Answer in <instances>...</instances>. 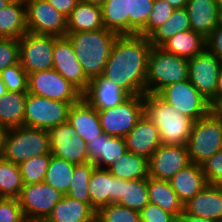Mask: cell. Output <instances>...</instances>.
Here are the masks:
<instances>
[{
	"label": "cell",
	"mask_w": 222,
	"mask_h": 222,
	"mask_svg": "<svg viewBox=\"0 0 222 222\" xmlns=\"http://www.w3.org/2000/svg\"><path fill=\"white\" fill-rule=\"evenodd\" d=\"M53 69L71 82L82 93L87 89L89 79L78 62L71 41L66 37L55 36Z\"/></svg>",
	"instance_id": "obj_17"
},
{
	"label": "cell",
	"mask_w": 222,
	"mask_h": 222,
	"mask_svg": "<svg viewBox=\"0 0 222 222\" xmlns=\"http://www.w3.org/2000/svg\"><path fill=\"white\" fill-rule=\"evenodd\" d=\"M101 10L105 29L129 35V0H106Z\"/></svg>",
	"instance_id": "obj_31"
},
{
	"label": "cell",
	"mask_w": 222,
	"mask_h": 222,
	"mask_svg": "<svg viewBox=\"0 0 222 222\" xmlns=\"http://www.w3.org/2000/svg\"><path fill=\"white\" fill-rule=\"evenodd\" d=\"M21 222H37V221H35V220H31V219H29V218H25L23 221H21Z\"/></svg>",
	"instance_id": "obj_60"
},
{
	"label": "cell",
	"mask_w": 222,
	"mask_h": 222,
	"mask_svg": "<svg viewBox=\"0 0 222 222\" xmlns=\"http://www.w3.org/2000/svg\"><path fill=\"white\" fill-rule=\"evenodd\" d=\"M152 47L148 37L140 34L118 35L102 75L130 96L145 95L148 58Z\"/></svg>",
	"instance_id": "obj_1"
},
{
	"label": "cell",
	"mask_w": 222,
	"mask_h": 222,
	"mask_svg": "<svg viewBox=\"0 0 222 222\" xmlns=\"http://www.w3.org/2000/svg\"><path fill=\"white\" fill-rule=\"evenodd\" d=\"M176 222H217V221L196 217L183 211L176 219Z\"/></svg>",
	"instance_id": "obj_50"
},
{
	"label": "cell",
	"mask_w": 222,
	"mask_h": 222,
	"mask_svg": "<svg viewBox=\"0 0 222 222\" xmlns=\"http://www.w3.org/2000/svg\"><path fill=\"white\" fill-rule=\"evenodd\" d=\"M100 222H141L140 212L118 203H111L96 211Z\"/></svg>",
	"instance_id": "obj_40"
},
{
	"label": "cell",
	"mask_w": 222,
	"mask_h": 222,
	"mask_svg": "<svg viewBox=\"0 0 222 222\" xmlns=\"http://www.w3.org/2000/svg\"><path fill=\"white\" fill-rule=\"evenodd\" d=\"M28 93L71 105L82 99V92L54 69L28 74Z\"/></svg>",
	"instance_id": "obj_10"
},
{
	"label": "cell",
	"mask_w": 222,
	"mask_h": 222,
	"mask_svg": "<svg viewBox=\"0 0 222 222\" xmlns=\"http://www.w3.org/2000/svg\"><path fill=\"white\" fill-rule=\"evenodd\" d=\"M28 92H7L0 97V124L7 129L23 126Z\"/></svg>",
	"instance_id": "obj_33"
},
{
	"label": "cell",
	"mask_w": 222,
	"mask_h": 222,
	"mask_svg": "<svg viewBox=\"0 0 222 222\" xmlns=\"http://www.w3.org/2000/svg\"><path fill=\"white\" fill-rule=\"evenodd\" d=\"M124 139L128 152L142 155L148 159L162 144L159 130L145 115Z\"/></svg>",
	"instance_id": "obj_20"
},
{
	"label": "cell",
	"mask_w": 222,
	"mask_h": 222,
	"mask_svg": "<svg viewBox=\"0 0 222 222\" xmlns=\"http://www.w3.org/2000/svg\"><path fill=\"white\" fill-rule=\"evenodd\" d=\"M19 39L0 38V73L19 63Z\"/></svg>",
	"instance_id": "obj_44"
},
{
	"label": "cell",
	"mask_w": 222,
	"mask_h": 222,
	"mask_svg": "<svg viewBox=\"0 0 222 222\" xmlns=\"http://www.w3.org/2000/svg\"><path fill=\"white\" fill-rule=\"evenodd\" d=\"M158 94L144 95V115L157 127L162 145H186L194 120Z\"/></svg>",
	"instance_id": "obj_2"
},
{
	"label": "cell",
	"mask_w": 222,
	"mask_h": 222,
	"mask_svg": "<svg viewBox=\"0 0 222 222\" xmlns=\"http://www.w3.org/2000/svg\"><path fill=\"white\" fill-rule=\"evenodd\" d=\"M88 160L96 168L108 169L127 152L123 137H111L102 133L86 143ZM104 166V167H103Z\"/></svg>",
	"instance_id": "obj_19"
},
{
	"label": "cell",
	"mask_w": 222,
	"mask_h": 222,
	"mask_svg": "<svg viewBox=\"0 0 222 222\" xmlns=\"http://www.w3.org/2000/svg\"><path fill=\"white\" fill-rule=\"evenodd\" d=\"M48 153H51L48 130L20 126L8 129L1 157L20 165Z\"/></svg>",
	"instance_id": "obj_4"
},
{
	"label": "cell",
	"mask_w": 222,
	"mask_h": 222,
	"mask_svg": "<svg viewBox=\"0 0 222 222\" xmlns=\"http://www.w3.org/2000/svg\"><path fill=\"white\" fill-rule=\"evenodd\" d=\"M149 203L173 214L176 218L184 211V204L171 187L169 180H159L148 176Z\"/></svg>",
	"instance_id": "obj_28"
},
{
	"label": "cell",
	"mask_w": 222,
	"mask_h": 222,
	"mask_svg": "<svg viewBox=\"0 0 222 222\" xmlns=\"http://www.w3.org/2000/svg\"><path fill=\"white\" fill-rule=\"evenodd\" d=\"M186 147L191 162L200 166L222 149V118L214 110L194 121Z\"/></svg>",
	"instance_id": "obj_6"
},
{
	"label": "cell",
	"mask_w": 222,
	"mask_h": 222,
	"mask_svg": "<svg viewBox=\"0 0 222 222\" xmlns=\"http://www.w3.org/2000/svg\"><path fill=\"white\" fill-rule=\"evenodd\" d=\"M90 222H100L96 217L93 219V220H91Z\"/></svg>",
	"instance_id": "obj_61"
},
{
	"label": "cell",
	"mask_w": 222,
	"mask_h": 222,
	"mask_svg": "<svg viewBox=\"0 0 222 222\" xmlns=\"http://www.w3.org/2000/svg\"><path fill=\"white\" fill-rule=\"evenodd\" d=\"M97 111L103 133L124 138L144 115V95H132L120 105Z\"/></svg>",
	"instance_id": "obj_7"
},
{
	"label": "cell",
	"mask_w": 222,
	"mask_h": 222,
	"mask_svg": "<svg viewBox=\"0 0 222 222\" xmlns=\"http://www.w3.org/2000/svg\"><path fill=\"white\" fill-rule=\"evenodd\" d=\"M68 122L86 143L103 133L98 111L83 98L71 105Z\"/></svg>",
	"instance_id": "obj_22"
},
{
	"label": "cell",
	"mask_w": 222,
	"mask_h": 222,
	"mask_svg": "<svg viewBox=\"0 0 222 222\" xmlns=\"http://www.w3.org/2000/svg\"><path fill=\"white\" fill-rule=\"evenodd\" d=\"M222 102V65L216 88V107Z\"/></svg>",
	"instance_id": "obj_51"
},
{
	"label": "cell",
	"mask_w": 222,
	"mask_h": 222,
	"mask_svg": "<svg viewBox=\"0 0 222 222\" xmlns=\"http://www.w3.org/2000/svg\"><path fill=\"white\" fill-rule=\"evenodd\" d=\"M218 25L222 26V3L219 4L218 8Z\"/></svg>",
	"instance_id": "obj_57"
},
{
	"label": "cell",
	"mask_w": 222,
	"mask_h": 222,
	"mask_svg": "<svg viewBox=\"0 0 222 222\" xmlns=\"http://www.w3.org/2000/svg\"><path fill=\"white\" fill-rule=\"evenodd\" d=\"M188 60L152 47L147 66L146 94H157L165 86L188 80Z\"/></svg>",
	"instance_id": "obj_5"
},
{
	"label": "cell",
	"mask_w": 222,
	"mask_h": 222,
	"mask_svg": "<svg viewBox=\"0 0 222 222\" xmlns=\"http://www.w3.org/2000/svg\"><path fill=\"white\" fill-rule=\"evenodd\" d=\"M117 36L105 28L90 32L67 33L66 37L71 41L77 60L89 80L103 74Z\"/></svg>",
	"instance_id": "obj_3"
},
{
	"label": "cell",
	"mask_w": 222,
	"mask_h": 222,
	"mask_svg": "<svg viewBox=\"0 0 222 222\" xmlns=\"http://www.w3.org/2000/svg\"><path fill=\"white\" fill-rule=\"evenodd\" d=\"M25 4L29 33L57 37L67 35V18L46 0H25Z\"/></svg>",
	"instance_id": "obj_13"
},
{
	"label": "cell",
	"mask_w": 222,
	"mask_h": 222,
	"mask_svg": "<svg viewBox=\"0 0 222 222\" xmlns=\"http://www.w3.org/2000/svg\"><path fill=\"white\" fill-rule=\"evenodd\" d=\"M123 179L116 177V188L114 194V203H117L122 198Z\"/></svg>",
	"instance_id": "obj_52"
},
{
	"label": "cell",
	"mask_w": 222,
	"mask_h": 222,
	"mask_svg": "<svg viewBox=\"0 0 222 222\" xmlns=\"http://www.w3.org/2000/svg\"><path fill=\"white\" fill-rule=\"evenodd\" d=\"M27 31L25 1L11 2L0 10V38H21Z\"/></svg>",
	"instance_id": "obj_29"
},
{
	"label": "cell",
	"mask_w": 222,
	"mask_h": 222,
	"mask_svg": "<svg viewBox=\"0 0 222 222\" xmlns=\"http://www.w3.org/2000/svg\"><path fill=\"white\" fill-rule=\"evenodd\" d=\"M185 8L191 30L206 39L218 25L219 2L217 0H188Z\"/></svg>",
	"instance_id": "obj_23"
},
{
	"label": "cell",
	"mask_w": 222,
	"mask_h": 222,
	"mask_svg": "<svg viewBox=\"0 0 222 222\" xmlns=\"http://www.w3.org/2000/svg\"><path fill=\"white\" fill-rule=\"evenodd\" d=\"M55 36L26 32L19 38V62L27 74L53 69Z\"/></svg>",
	"instance_id": "obj_9"
},
{
	"label": "cell",
	"mask_w": 222,
	"mask_h": 222,
	"mask_svg": "<svg viewBox=\"0 0 222 222\" xmlns=\"http://www.w3.org/2000/svg\"><path fill=\"white\" fill-rule=\"evenodd\" d=\"M184 211L196 217L222 221V187L207 184L184 204Z\"/></svg>",
	"instance_id": "obj_21"
},
{
	"label": "cell",
	"mask_w": 222,
	"mask_h": 222,
	"mask_svg": "<svg viewBox=\"0 0 222 222\" xmlns=\"http://www.w3.org/2000/svg\"><path fill=\"white\" fill-rule=\"evenodd\" d=\"M51 153L33 157L19 165L23 184L42 183L51 158Z\"/></svg>",
	"instance_id": "obj_39"
},
{
	"label": "cell",
	"mask_w": 222,
	"mask_h": 222,
	"mask_svg": "<svg viewBox=\"0 0 222 222\" xmlns=\"http://www.w3.org/2000/svg\"><path fill=\"white\" fill-rule=\"evenodd\" d=\"M116 177L107 169L95 168L89 181L90 205L99 208L114 203Z\"/></svg>",
	"instance_id": "obj_27"
},
{
	"label": "cell",
	"mask_w": 222,
	"mask_h": 222,
	"mask_svg": "<svg viewBox=\"0 0 222 222\" xmlns=\"http://www.w3.org/2000/svg\"><path fill=\"white\" fill-rule=\"evenodd\" d=\"M10 3L15 1H25V0H8Z\"/></svg>",
	"instance_id": "obj_62"
},
{
	"label": "cell",
	"mask_w": 222,
	"mask_h": 222,
	"mask_svg": "<svg viewBox=\"0 0 222 222\" xmlns=\"http://www.w3.org/2000/svg\"><path fill=\"white\" fill-rule=\"evenodd\" d=\"M66 18L75 9L79 0H46Z\"/></svg>",
	"instance_id": "obj_49"
},
{
	"label": "cell",
	"mask_w": 222,
	"mask_h": 222,
	"mask_svg": "<svg viewBox=\"0 0 222 222\" xmlns=\"http://www.w3.org/2000/svg\"><path fill=\"white\" fill-rule=\"evenodd\" d=\"M95 165L91 162L74 166L67 196L90 204L89 181Z\"/></svg>",
	"instance_id": "obj_38"
},
{
	"label": "cell",
	"mask_w": 222,
	"mask_h": 222,
	"mask_svg": "<svg viewBox=\"0 0 222 222\" xmlns=\"http://www.w3.org/2000/svg\"><path fill=\"white\" fill-rule=\"evenodd\" d=\"M24 219L18 198L0 197V222H21Z\"/></svg>",
	"instance_id": "obj_46"
},
{
	"label": "cell",
	"mask_w": 222,
	"mask_h": 222,
	"mask_svg": "<svg viewBox=\"0 0 222 222\" xmlns=\"http://www.w3.org/2000/svg\"><path fill=\"white\" fill-rule=\"evenodd\" d=\"M117 203L140 212L149 203L148 178L123 179L122 198Z\"/></svg>",
	"instance_id": "obj_36"
},
{
	"label": "cell",
	"mask_w": 222,
	"mask_h": 222,
	"mask_svg": "<svg viewBox=\"0 0 222 222\" xmlns=\"http://www.w3.org/2000/svg\"><path fill=\"white\" fill-rule=\"evenodd\" d=\"M69 102L27 94L23 126L49 130L68 121Z\"/></svg>",
	"instance_id": "obj_8"
},
{
	"label": "cell",
	"mask_w": 222,
	"mask_h": 222,
	"mask_svg": "<svg viewBox=\"0 0 222 222\" xmlns=\"http://www.w3.org/2000/svg\"><path fill=\"white\" fill-rule=\"evenodd\" d=\"M160 48L188 60L206 49V39L193 30H187L171 37Z\"/></svg>",
	"instance_id": "obj_30"
},
{
	"label": "cell",
	"mask_w": 222,
	"mask_h": 222,
	"mask_svg": "<svg viewBox=\"0 0 222 222\" xmlns=\"http://www.w3.org/2000/svg\"><path fill=\"white\" fill-rule=\"evenodd\" d=\"M75 164L51 155L44 181L66 195L72 179Z\"/></svg>",
	"instance_id": "obj_35"
},
{
	"label": "cell",
	"mask_w": 222,
	"mask_h": 222,
	"mask_svg": "<svg viewBox=\"0 0 222 222\" xmlns=\"http://www.w3.org/2000/svg\"><path fill=\"white\" fill-rule=\"evenodd\" d=\"M10 2L8 0H0V10L8 6Z\"/></svg>",
	"instance_id": "obj_59"
},
{
	"label": "cell",
	"mask_w": 222,
	"mask_h": 222,
	"mask_svg": "<svg viewBox=\"0 0 222 222\" xmlns=\"http://www.w3.org/2000/svg\"><path fill=\"white\" fill-rule=\"evenodd\" d=\"M0 74L8 92H28V74L20 62L5 68Z\"/></svg>",
	"instance_id": "obj_43"
},
{
	"label": "cell",
	"mask_w": 222,
	"mask_h": 222,
	"mask_svg": "<svg viewBox=\"0 0 222 222\" xmlns=\"http://www.w3.org/2000/svg\"><path fill=\"white\" fill-rule=\"evenodd\" d=\"M186 145H160L148 159L149 177L169 180L191 164Z\"/></svg>",
	"instance_id": "obj_16"
},
{
	"label": "cell",
	"mask_w": 222,
	"mask_h": 222,
	"mask_svg": "<svg viewBox=\"0 0 222 222\" xmlns=\"http://www.w3.org/2000/svg\"><path fill=\"white\" fill-rule=\"evenodd\" d=\"M188 63V80L214 110L216 108V88L222 62L205 49L200 54L188 59Z\"/></svg>",
	"instance_id": "obj_12"
},
{
	"label": "cell",
	"mask_w": 222,
	"mask_h": 222,
	"mask_svg": "<svg viewBox=\"0 0 222 222\" xmlns=\"http://www.w3.org/2000/svg\"><path fill=\"white\" fill-rule=\"evenodd\" d=\"M96 217V210L87 203L64 195L44 222H90Z\"/></svg>",
	"instance_id": "obj_25"
},
{
	"label": "cell",
	"mask_w": 222,
	"mask_h": 222,
	"mask_svg": "<svg viewBox=\"0 0 222 222\" xmlns=\"http://www.w3.org/2000/svg\"><path fill=\"white\" fill-rule=\"evenodd\" d=\"M174 9L184 8L187 5L188 0H165Z\"/></svg>",
	"instance_id": "obj_53"
},
{
	"label": "cell",
	"mask_w": 222,
	"mask_h": 222,
	"mask_svg": "<svg viewBox=\"0 0 222 222\" xmlns=\"http://www.w3.org/2000/svg\"><path fill=\"white\" fill-rule=\"evenodd\" d=\"M201 167L209 185L222 187V149L206 160Z\"/></svg>",
	"instance_id": "obj_45"
},
{
	"label": "cell",
	"mask_w": 222,
	"mask_h": 222,
	"mask_svg": "<svg viewBox=\"0 0 222 222\" xmlns=\"http://www.w3.org/2000/svg\"><path fill=\"white\" fill-rule=\"evenodd\" d=\"M130 95L103 75L92 78L82 98L96 110H106L123 103Z\"/></svg>",
	"instance_id": "obj_18"
},
{
	"label": "cell",
	"mask_w": 222,
	"mask_h": 222,
	"mask_svg": "<svg viewBox=\"0 0 222 222\" xmlns=\"http://www.w3.org/2000/svg\"><path fill=\"white\" fill-rule=\"evenodd\" d=\"M79 1H83V2H86V3L98 5V6H102L105 3L106 0H79Z\"/></svg>",
	"instance_id": "obj_56"
},
{
	"label": "cell",
	"mask_w": 222,
	"mask_h": 222,
	"mask_svg": "<svg viewBox=\"0 0 222 222\" xmlns=\"http://www.w3.org/2000/svg\"><path fill=\"white\" fill-rule=\"evenodd\" d=\"M157 94L164 101L173 105L174 110L189 116L194 121L207 116L212 111L210 103L189 80L165 86Z\"/></svg>",
	"instance_id": "obj_11"
},
{
	"label": "cell",
	"mask_w": 222,
	"mask_h": 222,
	"mask_svg": "<svg viewBox=\"0 0 222 222\" xmlns=\"http://www.w3.org/2000/svg\"><path fill=\"white\" fill-rule=\"evenodd\" d=\"M23 185L19 165L0 157V197L18 198Z\"/></svg>",
	"instance_id": "obj_37"
},
{
	"label": "cell",
	"mask_w": 222,
	"mask_h": 222,
	"mask_svg": "<svg viewBox=\"0 0 222 222\" xmlns=\"http://www.w3.org/2000/svg\"><path fill=\"white\" fill-rule=\"evenodd\" d=\"M114 177L124 180L148 178V158L132 152H126L107 169Z\"/></svg>",
	"instance_id": "obj_32"
},
{
	"label": "cell",
	"mask_w": 222,
	"mask_h": 222,
	"mask_svg": "<svg viewBox=\"0 0 222 222\" xmlns=\"http://www.w3.org/2000/svg\"><path fill=\"white\" fill-rule=\"evenodd\" d=\"M51 154L73 164L89 162L86 142L66 121L48 130Z\"/></svg>",
	"instance_id": "obj_15"
},
{
	"label": "cell",
	"mask_w": 222,
	"mask_h": 222,
	"mask_svg": "<svg viewBox=\"0 0 222 222\" xmlns=\"http://www.w3.org/2000/svg\"><path fill=\"white\" fill-rule=\"evenodd\" d=\"M155 0H129V35L138 32L147 24Z\"/></svg>",
	"instance_id": "obj_41"
},
{
	"label": "cell",
	"mask_w": 222,
	"mask_h": 222,
	"mask_svg": "<svg viewBox=\"0 0 222 222\" xmlns=\"http://www.w3.org/2000/svg\"><path fill=\"white\" fill-rule=\"evenodd\" d=\"M206 49L222 62V26L217 25L206 38Z\"/></svg>",
	"instance_id": "obj_48"
},
{
	"label": "cell",
	"mask_w": 222,
	"mask_h": 222,
	"mask_svg": "<svg viewBox=\"0 0 222 222\" xmlns=\"http://www.w3.org/2000/svg\"><path fill=\"white\" fill-rule=\"evenodd\" d=\"M64 194L45 182L24 184L18 197L25 218L44 222Z\"/></svg>",
	"instance_id": "obj_14"
},
{
	"label": "cell",
	"mask_w": 222,
	"mask_h": 222,
	"mask_svg": "<svg viewBox=\"0 0 222 222\" xmlns=\"http://www.w3.org/2000/svg\"><path fill=\"white\" fill-rule=\"evenodd\" d=\"M191 30L190 20L186 8L174 9L172 15L163 25L155 29L149 36V42L154 47H161L176 34Z\"/></svg>",
	"instance_id": "obj_34"
},
{
	"label": "cell",
	"mask_w": 222,
	"mask_h": 222,
	"mask_svg": "<svg viewBox=\"0 0 222 222\" xmlns=\"http://www.w3.org/2000/svg\"><path fill=\"white\" fill-rule=\"evenodd\" d=\"M141 222H176V217L159 206L148 203L140 211Z\"/></svg>",
	"instance_id": "obj_47"
},
{
	"label": "cell",
	"mask_w": 222,
	"mask_h": 222,
	"mask_svg": "<svg viewBox=\"0 0 222 222\" xmlns=\"http://www.w3.org/2000/svg\"><path fill=\"white\" fill-rule=\"evenodd\" d=\"M8 129L5 128L3 125L0 124V157L2 155L3 147H4V140Z\"/></svg>",
	"instance_id": "obj_54"
},
{
	"label": "cell",
	"mask_w": 222,
	"mask_h": 222,
	"mask_svg": "<svg viewBox=\"0 0 222 222\" xmlns=\"http://www.w3.org/2000/svg\"><path fill=\"white\" fill-rule=\"evenodd\" d=\"M169 182L183 204L187 203L208 184L202 167L195 163H191L178 171L169 179Z\"/></svg>",
	"instance_id": "obj_24"
},
{
	"label": "cell",
	"mask_w": 222,
	"mask_h": 222,
	"mask_svg": "<svg viewBox=\"0 0 222 222\" xmlns=\"http://www.w3.org/2000/svg\"><path fill=\"white\" fill-rule=\"evenodd\" d=\"M174 8L165 0H155L147 24L138 34L148 37L155 29L163 25L172 15Z\"/></svg>",
	"instance_id": "obj_42"
},
{
	"label": "cell",
	"mask_w": 222,
	"mask_h": 222,
	"mask_svg": "<svg viewBox=\"0 0 222 222\" xmlns=\"http://www.w3.org/2000/svg\"><path fill=\"white\" fill-rule=\"evenodd\" d=\"M214 111L222 118V102L214 109Z\"/></svg>",
	"instance_id": "obj_58"
},
{
	"label": "cell",
	"mask_w": 222,
	"mask_h": 222,
	"mask_svg": "<svg viewBox=\"0 0 222 222\" xmlns=\"http://www.w3.org/2000/svg\"><path fill=\"white\" fill-rule=\"evenodd\" d=\"M6 85L4 84L1 74H0V97L5 95L7 93Z\"/></svg>",
	"instance_id": "obj_55"
},
{
	"label": "cell",
	"mask_w": 222,
	"mask_h": 222,
	"mask_svg": "<svg viewBox=\"0 0 222 222\" xmlns=\"http://www.w3.org/2000/svg\"><path fill=\"white\" fill-rule=\"evenodd\" d=\"M104 29L101 6L79 1L67 17V33Z\"/></svg>",
	"instance_id": "obj_26"
}]
</instances>
